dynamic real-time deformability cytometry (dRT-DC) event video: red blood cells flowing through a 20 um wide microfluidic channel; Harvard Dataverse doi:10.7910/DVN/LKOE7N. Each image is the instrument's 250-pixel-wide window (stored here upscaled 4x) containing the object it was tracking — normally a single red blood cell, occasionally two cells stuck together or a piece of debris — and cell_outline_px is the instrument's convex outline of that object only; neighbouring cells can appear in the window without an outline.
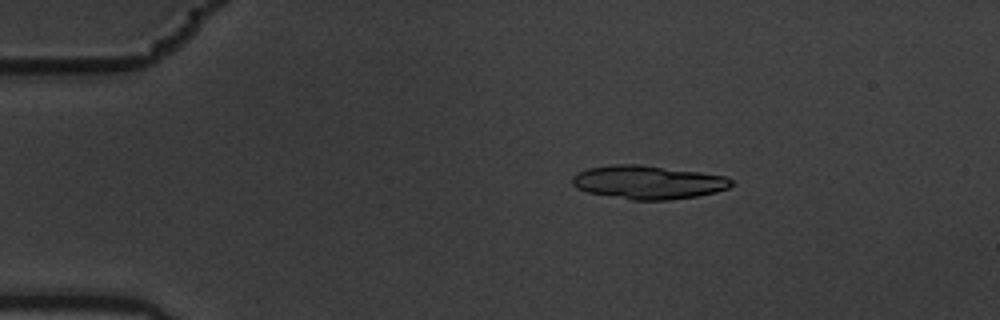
{"species": "common noctule bat (a hibernating species)", "species_latin": "Nyctalus noctula", "temperature_condition": "warm", "stored_images_in_passage": 4, "camera_frame_rate_fps": 3000, "um_per_image_px": 0.085, "animal": {"sex": "male", "body_mass_g": 19.5, "forearm_length_mm": 54.6}, "frame": {"image": 1, "passage_image": 2, "time_ms": 0.333, "image_size_px": [1000, 320], "cell_outline_px": [[732, 184], [728, 188], [716, 192], [696, 196], [668, 200], [632, 200], [588, 192], [576, 188], [572, 184], [572, 176], [576, 172], [588, 168], [612, 164], [640, 164], [700, 172], [724, 176], [732, 180]], "centroid_in_image_um": [55.05, 15.48], "position_along_channel_um": 30.0, "area_um2": 31.1}}